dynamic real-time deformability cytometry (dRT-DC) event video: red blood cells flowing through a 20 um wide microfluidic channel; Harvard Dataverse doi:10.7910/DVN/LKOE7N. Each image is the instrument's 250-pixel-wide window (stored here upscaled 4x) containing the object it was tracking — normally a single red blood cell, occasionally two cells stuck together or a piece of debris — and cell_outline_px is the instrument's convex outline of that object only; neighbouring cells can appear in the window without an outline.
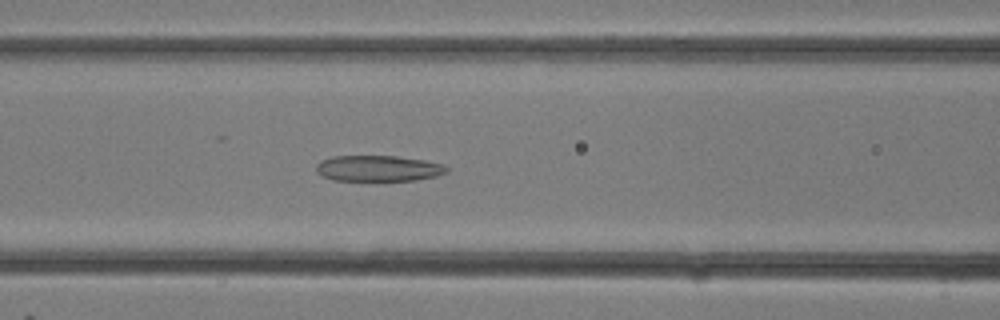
{"species": "common noctule bat (a hibernating species)", "species_latin": "Nyctalus noctula", "temperature_condition": "room temperature", "stored_images_in_passage": 30, "camera_frame_rate_fps": 3000, "um_per_image_px": 0.085, "animal": {"sex": "female"}, "frame": {"image": 1, "passage_image": 12, "time_ms": 3.667, "image_size_px": [1000, 320], "cell_outline_px": [[448, 172], [436, 176], [416, 180], [332, 180], [316, 172], [316, 164], [320, 160], [332, 156], [396, 156], [424, 160], [444, 164], [448, 168]], "centroid_in_image_um": [32.15, 14.3], "position_along_channel_um": 134.4, "area_um2": 19.71}}
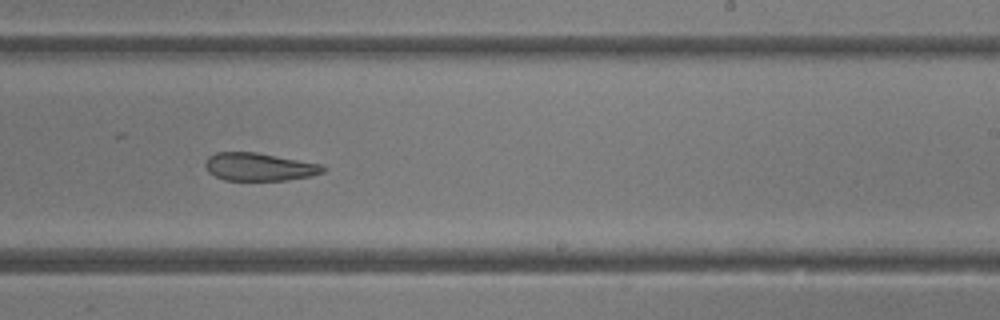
{"frame": {"image": 2, "passage_image": 18, "time_ms": 5.667, "image_size_px": [1000, 320], "cell_outline_px": [[324, 172], [312, 176], [288, 180], [224, 180], [208, 172], [204, 164], [208, 156], [216, 152], [256, 152], [324, 164]], "centroid_in_image_um": [22.05, 14.18], "position_along_channel_um": 267.0, "area_um2": 19.31}}
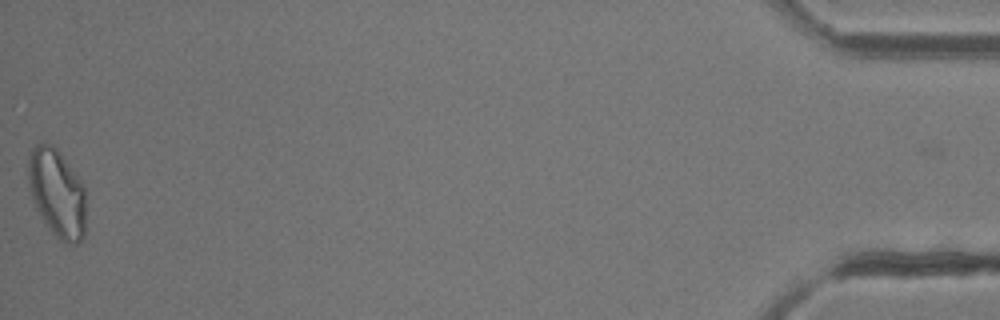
{"frame": {"image": 3, "passage_image": 30, "time_ms": 9.667, "image_size_px": [1000, 320], "cell_outline_px": [[84, 236], [76, 244], [68, 244], [60, 240], [52, 232], [40, 216], [32, 200], [28, 180], [28, 160], [32, 148], [40, 140], [44, 140], [52, 144], [56, 148], [84, 184]], "centroid_in_image_um": [4.82, 16.37], "position_along_channel_um": 430.4, "area_um2": 29.71}}